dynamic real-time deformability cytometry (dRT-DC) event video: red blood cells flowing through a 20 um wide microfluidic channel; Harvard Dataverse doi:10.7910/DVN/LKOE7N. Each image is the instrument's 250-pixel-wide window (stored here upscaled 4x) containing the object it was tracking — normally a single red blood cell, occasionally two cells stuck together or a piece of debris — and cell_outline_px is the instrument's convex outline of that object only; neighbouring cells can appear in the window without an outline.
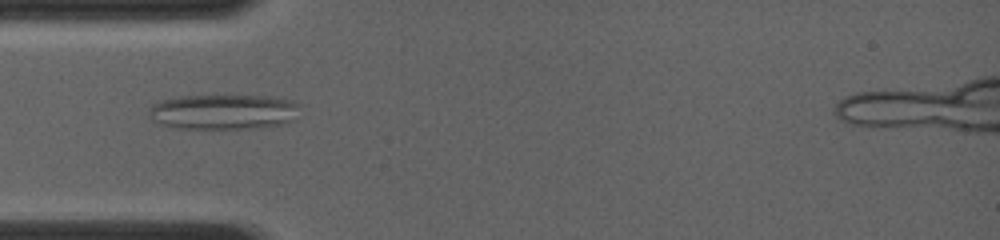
{"species": "common noctule bat (a hibernating species)", "species_latin": "Nyctalus noctula", "temperature_condition": "room temperature", "stored_images_in_passage": 48, "camera_frame_rate_fps": 4000, "um_per_image_px": 0.085, "animal": {"sex": "female", "body_mass_g": 19.0, "forearm_length_mm": 56.7}, "frame": {"image": 1, "passage_image": 7, "time_ms": 2.0, "image_size_px": [1000, 240], "cell_outline_px": [[300, 104], [292, 120], [280, 124], [248, 128], [172, 128], [160, 124], [152, 120], [148, 112], [152, 104], [160, 100], [180, 96], [272, 96], [292, 100]], "centroid_in_image_um": [18.94, 9.49], "position_along_channel_um": 66.1, "area_um2": 30.75}}
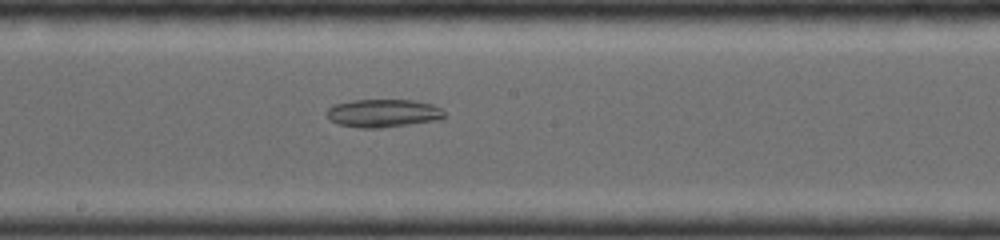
{"frame": {"image": 2, "passage_image": 22, "time_ms": 5.5, "image_size_px": [1000, 240], "cell_outline_px": [[448, 116], [432, 120], [408, 124], [380, 128], [360, 128], [340, 124], [332, 120], [328, 116], [328, 108], [332, 104], [352, 100], [416, 100], [432, 104], [440, 108]], "centroid_in_image_um": [32.56, 9.6], "position_along_channel_um": 215.6, "area_um2": 19.02}}
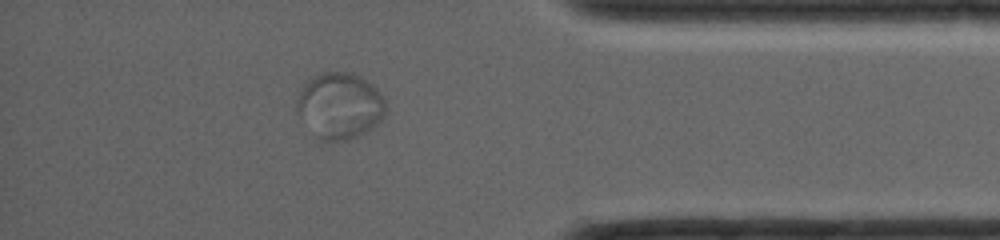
{"frame": {"image": 3, "passage_image": 41, "time_ms": 10.25, "image_size_px": [1000, 240], "cell_outline_px": [[384, 116], [372, 128], [356, 136], [344, 140], [320, 140], [316, 136], [296, 112], [296, 100], [304, 84], [312, 76], [320, 72], [352, 72], [360, 76], [372, 84], [376, 88], [384, 100]], "centroid_in_image_um": [28.85, 8.96], "position_along_channel_um": 406.4, "area_um2": 33.99}}